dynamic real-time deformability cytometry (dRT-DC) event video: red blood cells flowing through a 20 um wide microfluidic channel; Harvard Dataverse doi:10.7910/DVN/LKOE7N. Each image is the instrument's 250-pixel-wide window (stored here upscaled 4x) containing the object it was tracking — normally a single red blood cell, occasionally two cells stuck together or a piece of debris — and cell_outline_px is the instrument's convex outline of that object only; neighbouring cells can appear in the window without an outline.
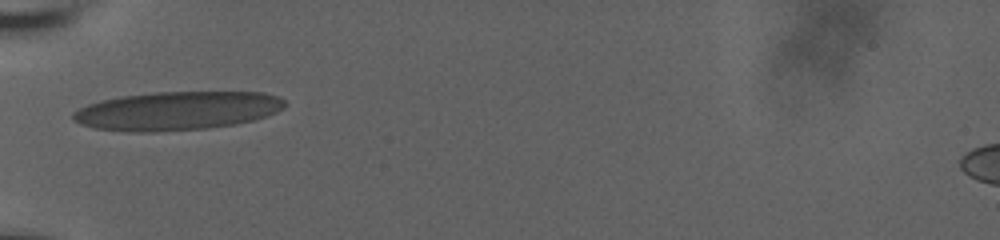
{"species": "human", "species_latin": "Homo sapiens", "temperature_condition": "room temperature", "stored_images_in_passage": 20, "camera_frame_rate_fps": 3000, "um_per_image_px": 0.085, "donor": {"sex": "male"}, "frame": {"image": 1, "passage_image": 1, "time_ms": 0.0, "image_size_px": [1000, 240], "cell_outline_px": [[284, 108], [268, 116], [236, 124], [204, 128], [152, 132], [136, 132], [96, 128], [80, 124], [72, 120], [72, 112], [88, 104], [120, 96], [156, 92], [264, 92], [280, 96], [284, 100]], "centroid_in_image_um": [15.07, 9.41], "position_along_channel_um": 69.9, "area_um2": 47.57}}
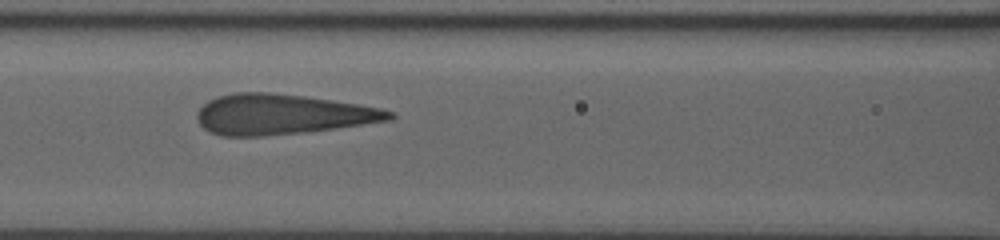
{"frame": {"image": 2, "passage_image": 11, "time_ms": 2.0, "image_size_px": [1000, 240], "cell_outline_px": [[396, 116], [392, 120], [308, 132], [264, 136], [224, 136], [212, 132], [204, 128], [200, 124], [196, 116], [196, 112], [208, 100], [216, 96], [232, 92], [268, 92], [304, 96], [332, 100], [380, 108], [392, 112]], "centroid_in_image_um": [23.96, 9.72], "position_along_channel_um": 142.6, "area_um2": 45.2}}
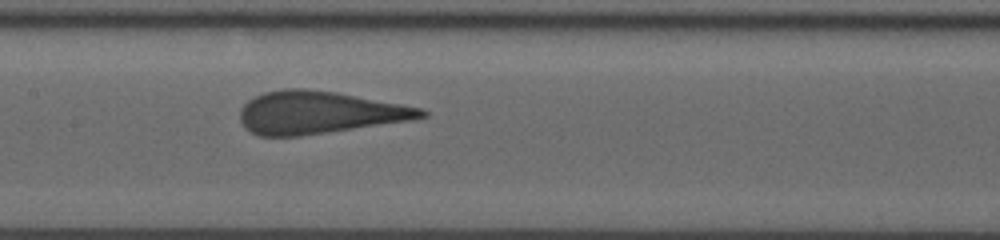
{"frame": {"image": 3, "passage_image": 19, "time_ms": 3.0, "image_size_px": [1000, 240], "cell_outline_px": [[428, 116], [408, 120], [300, 136], [260, 136], [244, 128], [240, 120], [240, 108], [248, 100], [264, 92], [284, 88], [304, 88], [336, 92], [400, 104], [420, 108], [428, 112]], "centroid_in_image_um": [27.04, 9.56], "position_along_channel_um": 180.4, "area_um2": 44.45}}